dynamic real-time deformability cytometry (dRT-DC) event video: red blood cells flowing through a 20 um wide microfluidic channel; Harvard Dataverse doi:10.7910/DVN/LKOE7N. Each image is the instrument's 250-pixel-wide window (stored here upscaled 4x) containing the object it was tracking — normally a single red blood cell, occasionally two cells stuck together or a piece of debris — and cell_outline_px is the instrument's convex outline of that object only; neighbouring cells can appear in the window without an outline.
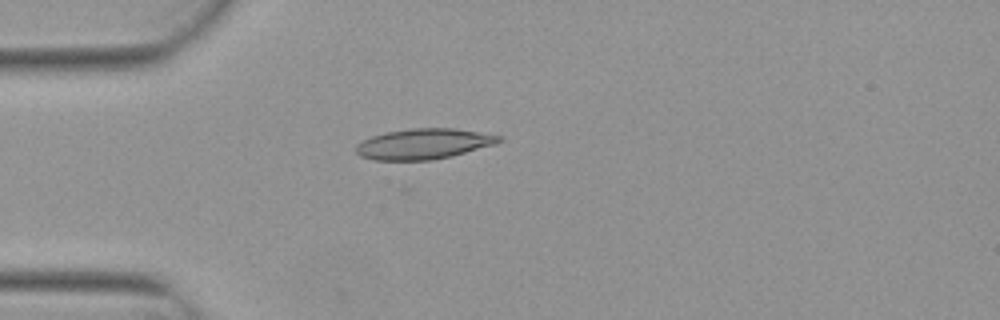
{"species": "Egyptian fruit bat (a non-hibernating species)", "species_latin": "Rousettus aegyptiacus", "temperature_condition": "warm", "stored_images_in_passage": 5, "camera_frame_rate_fps": 3000, "um_per_image_px": 0.085, "animal": {"sex": "female"}, "frame": {"image": 1, "passage_image": 5, "time_ms": 1.333, "image_size_px": [1000, 320], "cell_outline_px": [[504, 140], [496, 144], [452, 156], [432, 160], [372, 160], [360, 156], [356, 152], [356, 144], [372, 136], [384, 132], [412, 128], [456, 128], [504, 136]], "centroid_in_image_um": [36.04, 12.22], "position_along_channel_um": 49.0, "area_um2": 25.66}}